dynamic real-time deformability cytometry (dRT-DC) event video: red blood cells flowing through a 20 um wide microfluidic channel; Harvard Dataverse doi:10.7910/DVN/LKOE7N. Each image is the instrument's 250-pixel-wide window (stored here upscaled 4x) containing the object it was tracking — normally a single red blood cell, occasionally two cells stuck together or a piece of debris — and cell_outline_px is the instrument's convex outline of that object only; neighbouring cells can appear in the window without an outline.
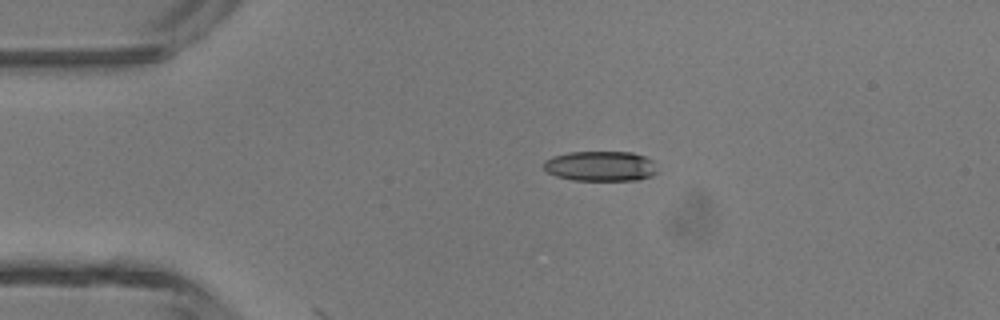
{"species": "common noctule bat (a hibernating species)", "species_latin": "Nyctalus noctula", "temperature_condition": "room temperature", "stored_images_in_passage": 13, "camera_frame_rate_fps": 3000, "um_per_image_px": 0.085, "animal": {"sex": "male", "body_mass_g": 13.3}, "frame": {"image": 1, "passage_image": 10, "time_ms": 3.0, "image_size_px": [1000, 320], "cell_outline_px": [[656, 172], [652, 176], [636, 180], [572, 180], [556, 176], [548, 172], [544, 168], [544, 160], [552, 156], [568, 152], [632, 152], [644, 156], [652, 160]], "centroid_in_image_um": [51.02, 14.12], "position_along_channel_um": 34.0, "area_um2": 19.88}}